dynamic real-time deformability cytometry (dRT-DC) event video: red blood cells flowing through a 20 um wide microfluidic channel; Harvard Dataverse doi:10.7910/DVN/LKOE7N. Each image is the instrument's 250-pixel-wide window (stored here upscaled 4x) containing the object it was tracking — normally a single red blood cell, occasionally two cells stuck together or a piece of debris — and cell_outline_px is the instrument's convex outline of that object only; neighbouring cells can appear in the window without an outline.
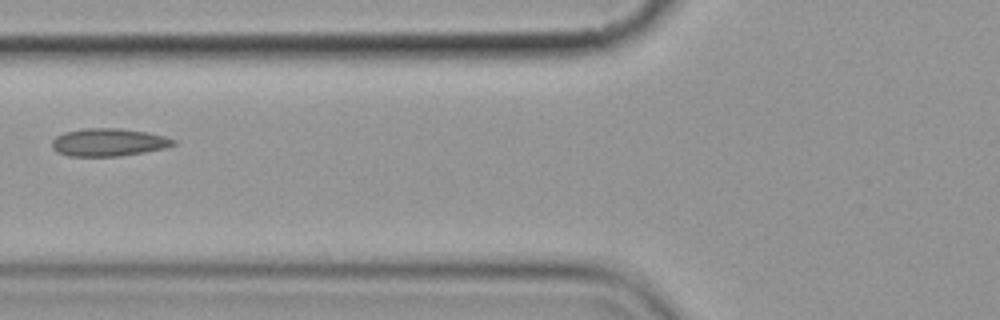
{"species": "common noctule bat (a hibernating species)", "species_latin": "Nyctalus noctula", "temperature_condition": "cold", "stored_images_in_passage": 7, "camera_frame_rate_fps": 3000, "um_per_image_px": 0.085, "animal": {"sex": "female", "body_mass_g": 19.9}, "frame": {"image": 1, "passage_image": 7, "time_ms": 7.0, "image_size_px": [1000, 320], "cell_outline_px": [[176, 144], [164, 148], [144, 152], [120, 156], [68, 156], [56, 152], [52, 148], [52, 140], [56, 136], [64, 132], [84, 128], [120, 128], [148, 132], [164, 136], [176, 140]], "centroid_in_image_um": [9.21, 12.09], "position_along_channel_um": 116.6, "area_um2": 19.77}}